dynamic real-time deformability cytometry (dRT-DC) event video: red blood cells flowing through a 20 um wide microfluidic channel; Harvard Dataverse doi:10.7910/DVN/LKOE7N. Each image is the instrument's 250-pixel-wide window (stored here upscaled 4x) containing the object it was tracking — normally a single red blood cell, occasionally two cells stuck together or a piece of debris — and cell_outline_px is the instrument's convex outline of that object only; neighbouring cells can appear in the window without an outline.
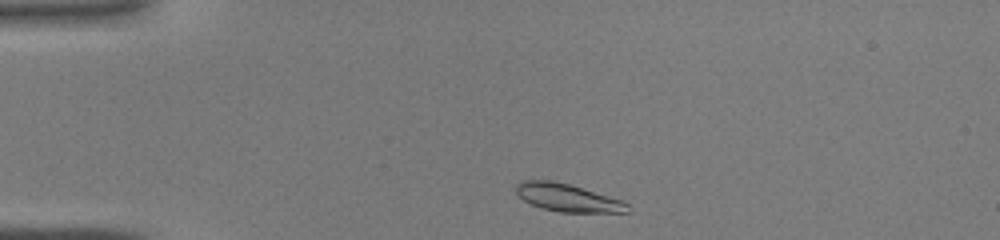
{"species": "common noctule bat (a hibernating species)", "species_latin": "Nyctalus noctula", "temperature_condition": "warm", "stored_images_in_passage": 35, "camera_frame_rate_fps": 3000, "um_per_image_px": 0.085, "animal": {"sex": "male", "body_mass_g": 19.0, "forearm_length_mm": 50.8}, "frame": {"image": 1, "passage_image": 1, "time_ms": 0.0, "image_size_px": [1000, 240], "cell_outline_px": [[628, 212], [560, 212], [540, 208], [516, 196], [516, 184], [520, 180], [552, 180], [568, 184], [624, 200], [628, 204]], "centroid_in_image_um": [48.21, 16.8], "position_along_channel_um": 36.8, "area_um2": 18.09}}
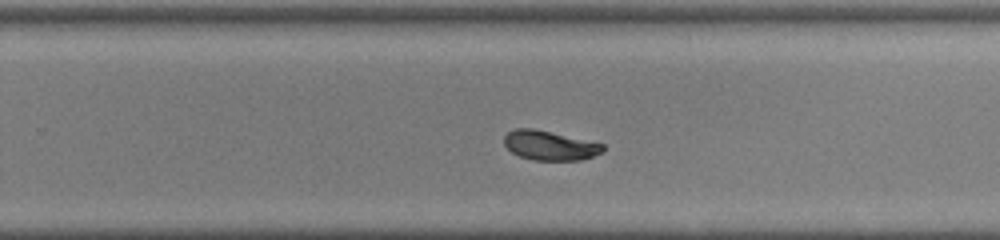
{"frame": {"image": 2, "passage_image": 20, "time_ms": 6.333, "image_size_px": [1000, 240], "cell_outline_px": [[604, 152], [580, 160], [532, 160], [520, 156], [512, 152], [504, 144], [504, 136], [508, 132], [516, 128], [532, 128], [604, 144]], "centroid_in_image_um": [46.72, 12.37], "position_along_channel_um": 283.1, "area_um2": 16.76}}
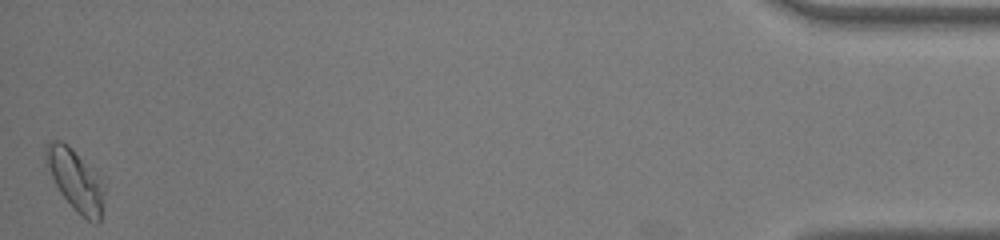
{"frame": {"image": 3, "passage_image": 35, "time_ms": 11.333, "image_size_px": [1000, 240], "cell_outline_px": [[104, 192], [100, 220], [96, 224], [88, 220], [76, 212], [60, 192], [52, 176], [44, 156], [44, 144], [56, 140], [60, 140], [68, 144], [72, 148], [104, 184]], "centroid_in_image_um": [6.4, 15.31], "position_along_channel_um": 428.8, "area_um2": 20.35}}